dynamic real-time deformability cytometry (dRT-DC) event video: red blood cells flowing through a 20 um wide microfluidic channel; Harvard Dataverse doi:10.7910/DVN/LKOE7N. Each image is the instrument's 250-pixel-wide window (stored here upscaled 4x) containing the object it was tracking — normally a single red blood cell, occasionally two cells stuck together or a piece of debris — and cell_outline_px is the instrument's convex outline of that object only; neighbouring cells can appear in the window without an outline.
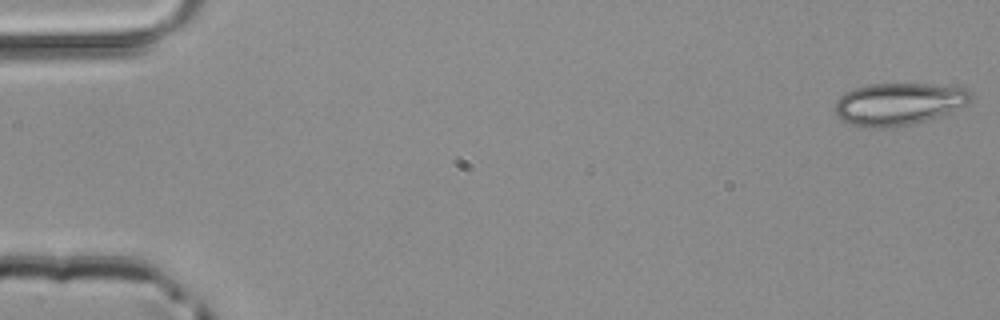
{"species": "common noctule bat (a hibernating species)", "species_latin": "Nyctalus noctula", "temperature_condition": "room temperature", "stored_images_in_passage": 50, "camera_frame_rate_fps": 3000, "um_per_image_px": 0.085, "animal": {"sex": "male", "body_mass_g": 20.4}, "frame": {"image": 1, "passage_image": 1, "time_ms": 0.0, "image_size_px": [1000, 320], "cell_outline_px": [[972, 100], [948, 112], [912, 124], [888, 128], [860, 128], [848, 124], [840, 120], [836, 116], [832, 108], [836, 100], [844, 92], [852, 88], [868, 84], [928, 84], [964, 88], [972, 92]], "centroid_in_image_um": [76.25, 8.84], "position_along_channel_um": 8.7, "area_um2": 33.76}}
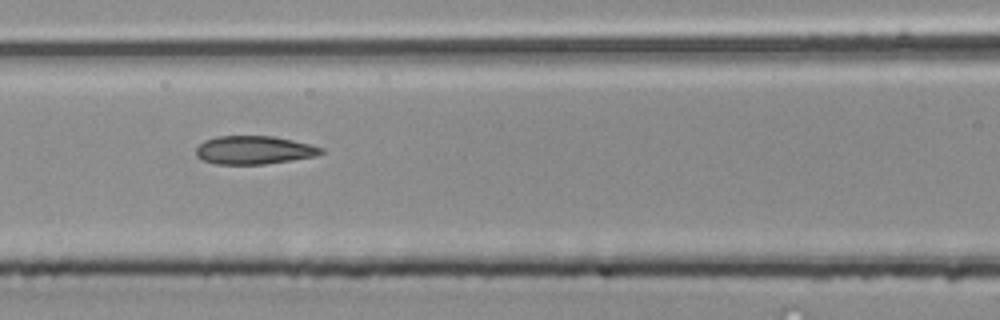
{"frame": {"image": 2, "passage_image": 22, "time_ms": 7.0, "image_size_px": [1000, 320], "cell_outline_px": [[324, 152], [316, 156], [292, 160], [264, 164], [216, 164], [204, 160], [196, 156], [196, 148], [204, 140], [216, 136], [272, 136], [292, 140], [324, 148]], "centroid_in_image_um": [21.58, 12.75], "position_along_channel_um": 145.0, "area_um2": 20.58}}
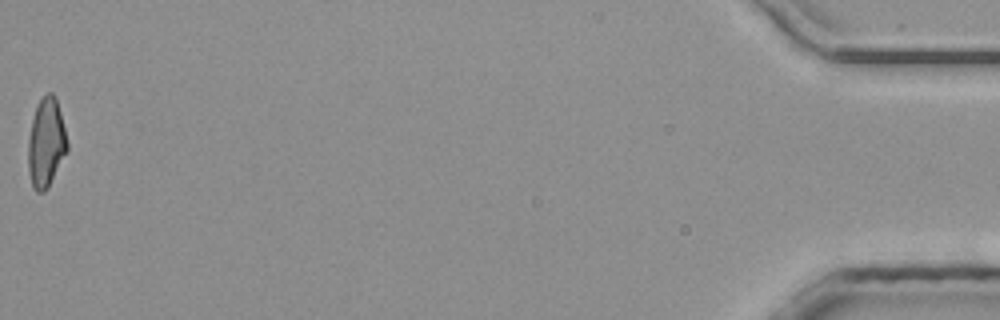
{"frame": {"image": 3, "passage_image": 50, "time_ms": 16.333, "image_size_px": [1000, 320], "cell_outline_px": [[68, 152], [48, 188], [44, 192], [36, 192], [32, 188], [28, 172], [28, 140], [32, 120], [36, 108], [40, 100], [48, 92], [52, 92], [56, 96], [68, 144]], "centroid_in_image_um": [3.92, 12.19], "position_along_channel_um": 431.3, "area_um2": 20.46}}